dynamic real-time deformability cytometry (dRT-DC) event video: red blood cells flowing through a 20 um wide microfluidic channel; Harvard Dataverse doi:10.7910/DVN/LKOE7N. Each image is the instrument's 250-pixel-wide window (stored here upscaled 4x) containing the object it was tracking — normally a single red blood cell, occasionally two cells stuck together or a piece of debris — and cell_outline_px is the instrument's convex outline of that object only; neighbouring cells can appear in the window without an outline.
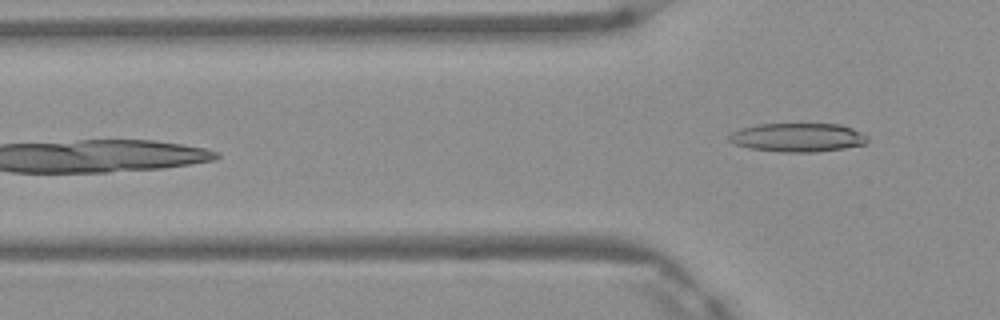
{"species": "Egyptian fruit bat (a non-hibernating species)", "species_latin": "Rousettus aegyptiacus", "temperature_condition": "warm", "stored_images_in_passage": 6, "camera_frame_rate_fps": 3000, "um_per_image_px": 0.085, "frame": {"image": 1, "passage_image": 6, "time_ms": 1.667, "image_size_px": [1000, 320], "cell_outline_px": [[868, 140], [864, 144], [844, 148], [812, 152], [780, 152], [748, 148], [736, 144], [728, 140], [728, 136], [732, 132], [740, 128], [760, 124], [840, 124], [852, 128], [868, 136]], "centroid_in_image_um": [67.79, 11.68], "position_along_channel_um": 58.0, "area_um2": 23.12}}